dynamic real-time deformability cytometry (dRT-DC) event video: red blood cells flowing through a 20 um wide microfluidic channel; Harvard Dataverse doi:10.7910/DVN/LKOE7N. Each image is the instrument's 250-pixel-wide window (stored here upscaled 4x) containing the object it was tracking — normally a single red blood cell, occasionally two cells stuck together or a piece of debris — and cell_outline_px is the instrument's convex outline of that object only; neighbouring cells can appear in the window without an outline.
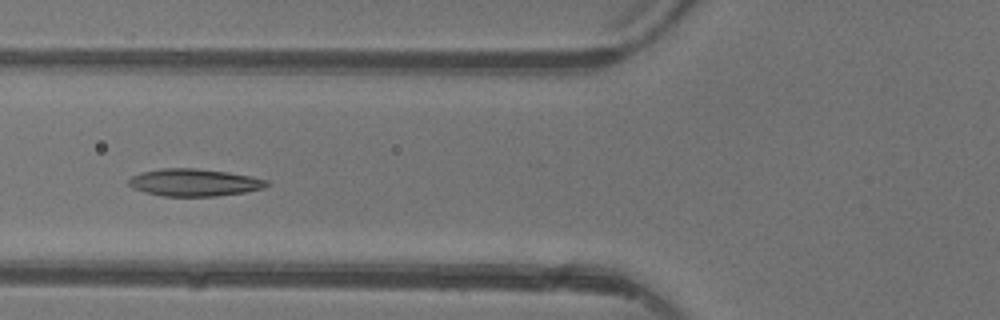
{"species": "common noctule bat (a hibernating species)", "species_latin": "Nyctalus noctula", "temperature_condition": "warm", "stored_images_in_passage": 5, "camera_frame_rate_fps": 3000, "um_per_image_px": 0.085, "animal": {"sex": "female"}, "frame": {"image": 1, "passage_image": 5, "time_ms": 4.667, "image_size_px": [1000, 320], "cell_outline_px": [[272, 184], [264, 188], [244, 192], [216, 196], [164, 196], [144, 192], [132, 188], [128, 184], [128, 180], [132, 176], [140, 172], [160, 168], [196, 168], [228, 172], [252, 176], [268, 180]], "centroid_in_image_um": [16.52, 15.5], "position_along_channel_um": 109.3, "area_um2": 22.2}}